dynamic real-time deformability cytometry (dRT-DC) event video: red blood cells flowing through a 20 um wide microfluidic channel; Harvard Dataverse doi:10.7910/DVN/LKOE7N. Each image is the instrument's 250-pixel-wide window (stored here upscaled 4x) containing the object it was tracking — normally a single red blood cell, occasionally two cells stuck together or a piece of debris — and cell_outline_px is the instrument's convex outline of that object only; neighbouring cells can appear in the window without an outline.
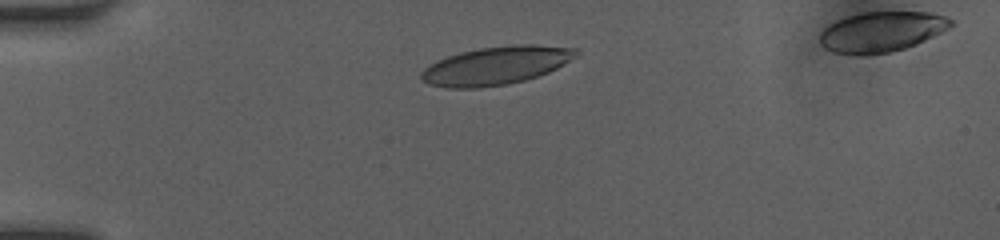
{"species": "human", "species_latin": "Homo sapiens", "temperature_condition": "room temperature", "stored_images_in_passage": 32, "camera_frame_rate_fps": 3000, "um_per_image_px": 0.085, "donor": {"sex": "female"}, "frame": {"image": 1, "passage_image": 1, "time_ms": 0.0, "image_size_px": [1000, 240], "cell_outline_px": [[580, 52], [576, 56], [556, 68], [548, 72], [524, 80], [508, 84], [480, 88], [444, 88], [428, 84], [420, 80], [420, 72], [424, 68], [436, 60], [460, 52], [480, 48], [516, 44], [536, 44], [576, 48]], "centroid_in_image_um": [42.12, 5.57], "position_along_channel_um": 42.9, "area_um2": 34.62}}
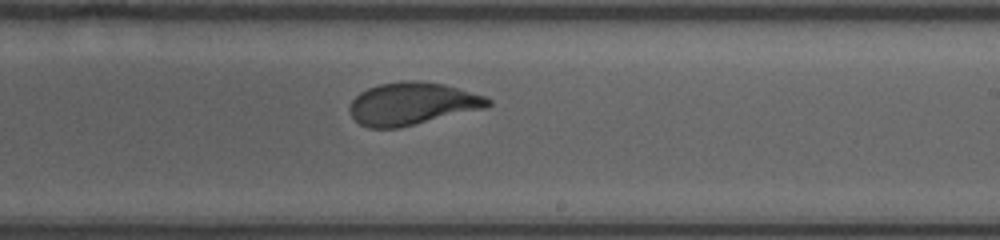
{"frame": {"image": 2, "passage_image": 19, "time_ms": 6.0, "image_size_px": [1000, 240], "cell_outline_px": [[492, 104], [488, 108], [396, 128], [368, 128], [360, 124], [352, 116], [348, 108], [352, 100], [360, 92], [368, 88], [380, 84], [400, 80], [420, 80], [444, 84], [484, 96], [492, 100]], "centroid_in_image_um": [35.05, 8.8], "position_along_channel_um": 254.0, "area_um2": 34.33}}
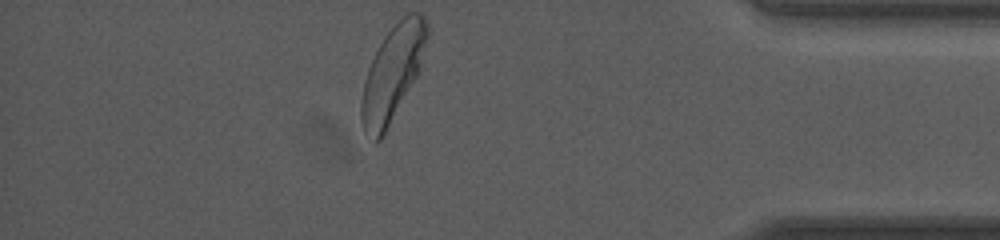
{"frame": {"image": 3, "passage_image": 32, "time_ms": 10.333, "image_size_px": [1000, 240], "cell_outline_px": [[428, 36], [420, 68], [416, 76], [380, 140], [376, 144], [364, 132], [360, 120], [360, 104], [364, 80], [368, 68], [384, 36], [396, 20], [408, 12], [420, 12], [424, 16], [428, 24]], "centroid_in_image_um": [33.35, 6.19], "position_along_channel_um": 401.8, "area_um2": 36.24}, "authors_computed_cell_mechanics": {"area_um2": 34.6222, "velocity_mm_per_s": 4.1442, "shape_relaxation_time_tau1_ms": 3.8309, "shape_relaxation_time_tau2_ms": null, "deformation_change_tau1": 0.1748, "deformation_change_tau2": null}}